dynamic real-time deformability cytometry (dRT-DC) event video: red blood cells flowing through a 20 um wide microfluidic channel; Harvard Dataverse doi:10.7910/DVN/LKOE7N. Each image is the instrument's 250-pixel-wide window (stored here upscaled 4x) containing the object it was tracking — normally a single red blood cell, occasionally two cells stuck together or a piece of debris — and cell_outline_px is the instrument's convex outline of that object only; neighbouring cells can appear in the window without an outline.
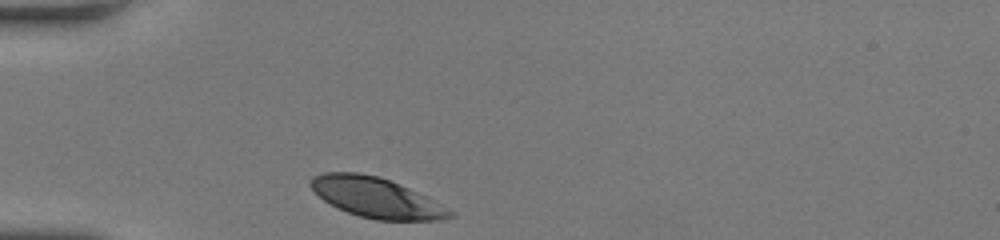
{"species": "human", "species_latin": "Homo sapiens", "temperature_condition": "room temperature", "stored_images_in_passage": 30, "camera_frame_rate_fps": 3000, "um_per_image_px": 0.085, "donor": {"sex": "female"}, "frame": {"image": 1, "passage_image": 1, "time_ms": 0.0, "image_size_px": [1000, 240], "cell_outline_px": [[456, 216], [440, 220], [376, 220], [360, 216], [348, 212], [324, 200], [308, 184], [308, 180], [312, 176], [324, 172], [360, 172], [376, 176], [400, 184], [456, 212]], "centroid_in_image_um": [31.98, 16.79], "position_along_channel_um": 53.0, "area_um2": 32.19}}
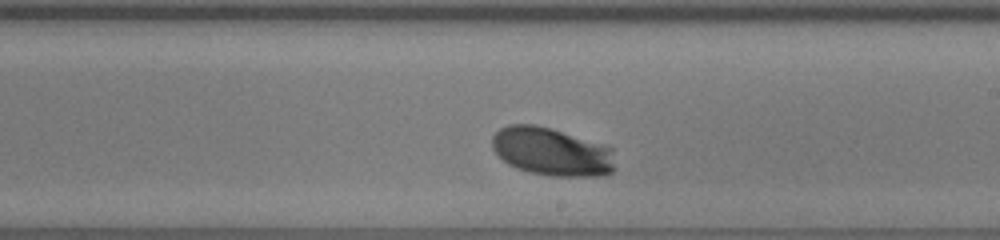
{"frame": {"image": 2, "passage_image": 18, "time_ms": 5.667, "image_size_px": [1000, 240], "cell_outline_px": [[616, 168], [612, 172], [604, 176], [552, 176], [528, 172], [516, 168], [508, 164], [492, 148], [492, 136], [500, 128], [508, 124], [532, 124], [548, 128], [612, 148]], "centroid_in_image_um": [46.88, 12.92], "position_along_channel_um": 242.1, "area_um2": 34.28}}
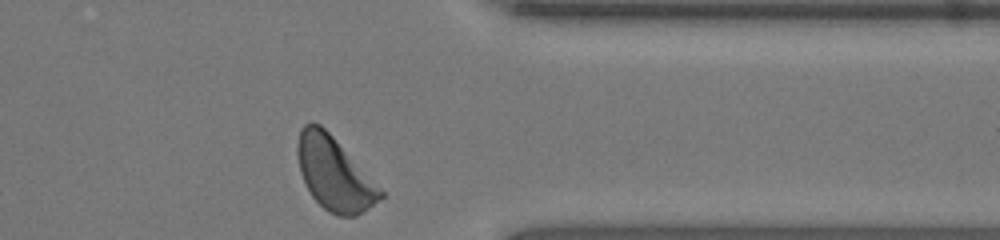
{"frame": {"image": 3, "passage_image": 30, "time_ms": 9.667, "image_size_px": [1000, 240], "cell_outline_px": [[384, 196], [364, 212], [356, 216], [336, 216], [328, 212], [312, 196], [300, 172], [296, 152], [296, 144], [300, 128], [304, 124], [312, 120], [320, 124], [332, 136], [384, 192]], "centroid_in_image_um": [28.37, 14.76], "position_along_channel_um": 383.0, "area_um2": 35.08}, "authors_computed_cell_mechanics": {"area_um2": 33.813, "velocity_mm_per_s": 3.6492, "shape_relaxation_time_tau1_ms": 2.0062, "shape_relaxation_time_tau2_ms": null, "deformation_change_tau1": 0.1225, "deformation_change_tau2": null}}